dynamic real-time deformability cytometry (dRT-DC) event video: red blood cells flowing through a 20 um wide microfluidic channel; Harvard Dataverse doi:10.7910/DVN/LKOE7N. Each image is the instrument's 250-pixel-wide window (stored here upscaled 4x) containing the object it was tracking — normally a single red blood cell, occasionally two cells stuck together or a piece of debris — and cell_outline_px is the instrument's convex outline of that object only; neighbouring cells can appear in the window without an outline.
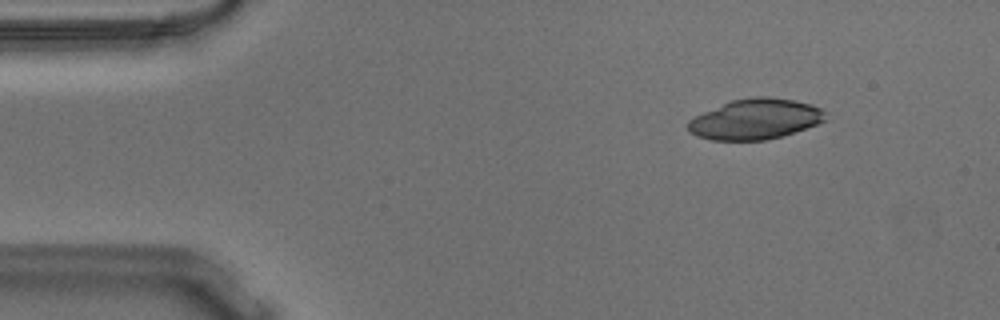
{"species": "Egyptian fruit bat (a non-hibernating species)", "species_latin": "Rousettus aegyptiacus", "temperature_condition": "warm", "stored_images_in_passage": 15, "camera_frame_rate_fps": 3000, "um_per_image_px": 0.085, "animal": {"sex": "male"}, "frame": {"image": 1, "passage_image": 7, "time_ms": 2.0, "image_size_px": [1000, 320], "cell_outline_px": [[828, 112], [824, 120], [816, 124], [780, 136], [764, 140], [712, 140], [696, 136], [688, 132], [688, 120], [704, 112], [732, 100], [756, 96], [768, 96], [792, 100], [812, 104]], "centroid_in_image_um": [64.19, 10.12], "position_along_channel_um": 20.8, "area_um2": 32.08}}